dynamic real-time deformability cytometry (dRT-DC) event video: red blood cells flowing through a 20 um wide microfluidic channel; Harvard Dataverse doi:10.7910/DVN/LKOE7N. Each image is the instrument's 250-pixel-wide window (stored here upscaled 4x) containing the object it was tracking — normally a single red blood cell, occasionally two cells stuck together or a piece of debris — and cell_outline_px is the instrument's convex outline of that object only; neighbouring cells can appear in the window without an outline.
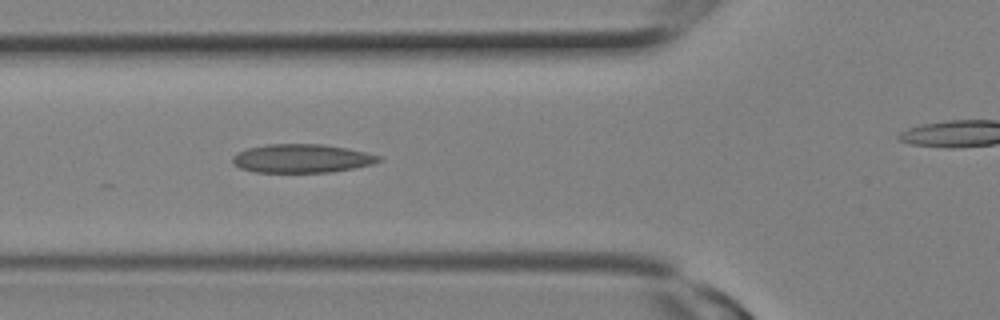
{"species": "Egyptian fruit bat (a non-hibernating species)", "species_latin": "Rousettus aegyptiacus", "temperature_condition": "room temperature", "stored_images_in_passage": 10, "segment_of_instrument_passage": [1, 2], "camera_frame_rate_fps": 3000, "um_per_image_px": 0.085, "animal": {"sex": "female"}, "frame": {"image": 1, "passage_image": 9, "time_ms": 2.667, "image_size_px": [1000, 320], "cell_outline_px": [[384, 160], [372, 164], [352, 168], [328, 172], [256, 172], [240, 168], [232, 164], [232, 156], [236, 152], [248, 148], [264, 144], [324, 144], [348, 148], [380, 156]], "centroid_in_image_um": [25.61, 13.46], "position_along_channel_um": 100.2, "area_um2": 24.45}}